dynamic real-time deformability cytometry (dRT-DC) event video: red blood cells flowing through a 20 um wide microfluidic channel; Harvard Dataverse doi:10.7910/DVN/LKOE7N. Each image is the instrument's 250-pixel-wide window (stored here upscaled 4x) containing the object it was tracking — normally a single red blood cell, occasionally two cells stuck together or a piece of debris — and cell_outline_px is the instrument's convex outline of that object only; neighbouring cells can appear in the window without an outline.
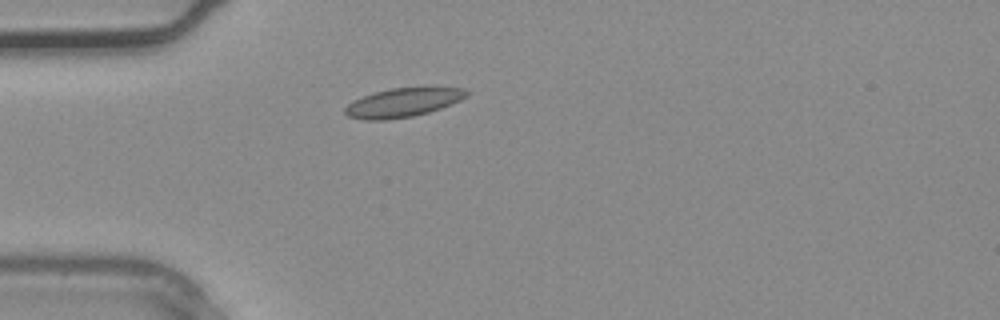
{"species": "common noctule bat (a hibernating species)", "species_latin": "Nyctalus noctula", "temperature_condition": "warm", "stored_images_in_passage": 33, "camera_frame_rate_fps": 3000, "um_per_image_px": 0.085, "animal": {"sex": "male", "body_mass_g": 20.4}, "frame": {"image": 1, "passage_image": 6, "time_ms": 1.667, "image_size_px": [1000, 320], "cell_outline_px": [[468, 96], [452, 104], [428, 112], [412, 116], [388, 120], [364, 120], [348, 116], [344, 112], [344, 108], [348, 104], [364, 96], [376, 92], [392, 88], [424, 84], [428, 84], [464, 88], [468, 92]], "centroid_in_image_um": [34.35, 8.66], "position_along_channel_um": 50.7, "area_um2": 21.21}}